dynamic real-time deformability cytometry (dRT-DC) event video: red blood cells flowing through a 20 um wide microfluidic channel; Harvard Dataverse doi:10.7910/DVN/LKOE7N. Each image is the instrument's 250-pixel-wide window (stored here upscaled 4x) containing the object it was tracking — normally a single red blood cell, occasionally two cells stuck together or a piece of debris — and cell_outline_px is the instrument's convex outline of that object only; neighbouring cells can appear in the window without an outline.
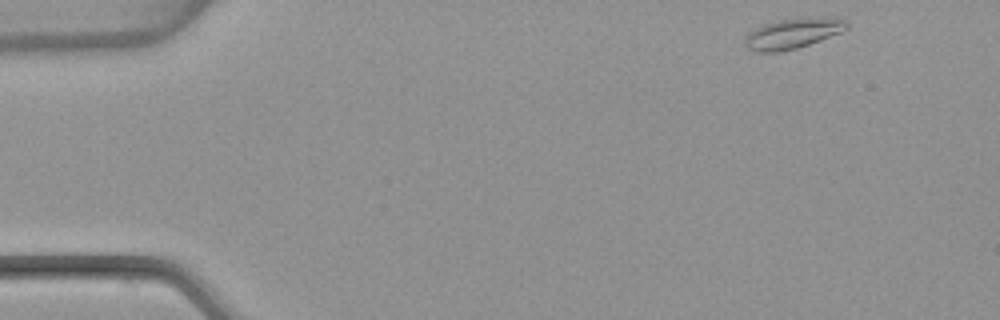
{"species": "common noctule bat (a hibernating species)", "species_latin": "Nyctalus noctula", "temperature_condition": "warm", "stored_images_in_passage": 49, "camera_frame_rate_fps": 3000, "um_per_image_px": 0.085, "animal": {"sex": "female", "body_mass_g": 22.7, "forearm_length_mm": 54.2}, "frame": {"image": 1, "passage_image": 1, "time_ms": 0.0, "image_size_px": [1000, 320], "cell_outline_px": [[848, 28], [840, 32], [820, 40], [796, 48], [780, 52], [756, 52], [748, 48], [744, 44], [744, 40], [756, 28], [764, 24], [776, 20], [828, 16], [836, 16], [848, 20]], "centroid_in_image_um": [67.45, 2.82], "position_along_channel_um": 17.6, "area_um2": 17.98}}
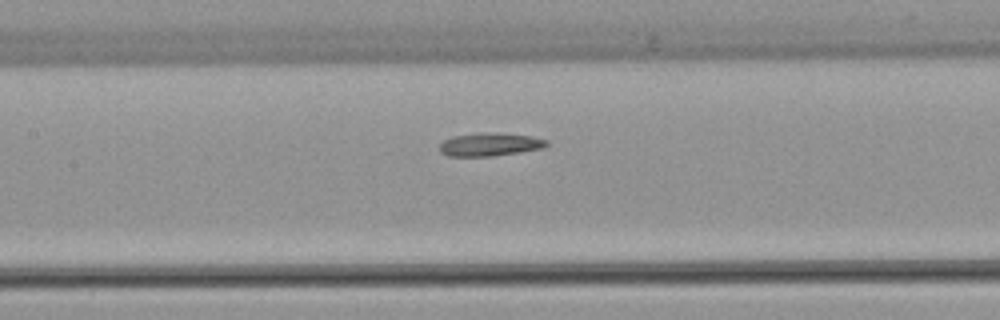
{"frame": {"image": 2, "passage_image": 21, "time_ms": 6.667, "image_size_px": [1000, 320], "cell_outline_px": [[548, 144], [544, 148], [520, 152], [492, 156], [448, 156], [440, 152], [440, 144], [444, 140], [452, 136], [488, 132], [492, 132], [532, 136], [548, 140]], "centroid_in_image_um": [41.66, 12.28], "position_along_channel_um": 165.7, "area_um2": 14.45}}
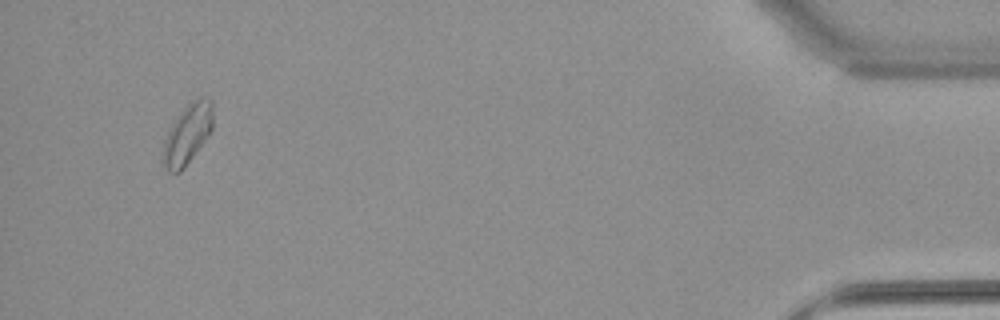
{"frame": {"image": 3, "passage_image": 47, "time_ms": 15.333, "image_size_px": [1000, 320], "cell_outline_px": [[212, 128], [208, 136], [184, 168], [180, 172], [168, 172], [164, 164], [164, 140], [168, 128], [180, 112], [188, 104], [200, 96], [208, 96], [212, 100]], "centroid_in_image_um": [15.95, 11.36], "position_along_channel_um": 419.3, "area_um2": 17.28}, "authors_computed_cell_mechanics": {"area_um2": 14.8546, "velocity_mm_per_s": 3.7994, "shape_relaxation_time_tau1_ms": null, "shape_relaxation_time_tau2_ms": 3.5379, "deformation_change_tau1": null, "deformation_change_tau2": 0.0985}}